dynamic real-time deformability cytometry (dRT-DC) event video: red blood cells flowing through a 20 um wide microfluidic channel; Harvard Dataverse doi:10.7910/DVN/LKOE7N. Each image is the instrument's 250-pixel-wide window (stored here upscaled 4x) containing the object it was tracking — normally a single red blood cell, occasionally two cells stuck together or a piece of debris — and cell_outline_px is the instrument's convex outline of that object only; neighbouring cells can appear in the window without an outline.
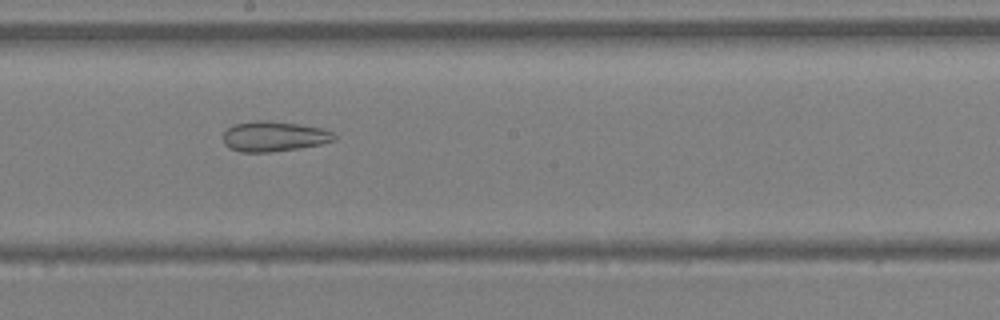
{"species": "Egyptian fruit bat (a non-hibernating species)", "species_latin": "Rousettus aegyptiacus", "temperature_condition": "warm", "stored_images_in_passage": 41, "camera_frame_rate_fps": 3000, "um_per_image_px": 0.085, "animal": {"sex": "female"}, "frame": {"image": 1, "passage_image": 20, "time_ms": 6.333, "image_size_px": [1000, 320], "cell_outline_px": [[336, 140], [320, 144], [300, 148], [272, 152], [240, 152], [228, 148], [224, 144], [224, 132], [228, 128], [236, 124], [256, 120], [268, 120], [300, 124], [324, 128], [332, 132], [336, 136]], "centroid_in_image_um": [23.3, 11.59], "position_along_channel_um": 224.9, "area_um2": 19.71}}
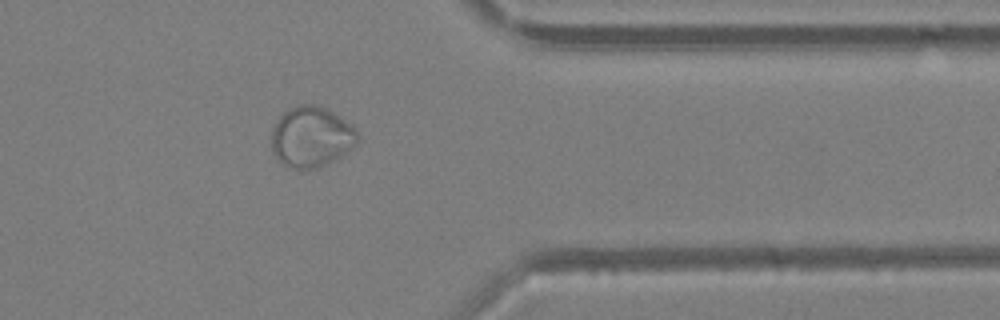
{"frame": {"image": 2, "passage_image": 32, "time_ms": 10.333, "image_size_px": [1000, 320], "cell_outline_px": [[360, 140], [356, 144], [340, 156], [328, 164], [316, 168], [292, 168], [280, 164], [276, 160], [272, 152], [272, 128], [276, 120], [288, 108], [300, 104], [316, 104], [332, 112], [352, 124], [360, 136]], "centroid_in_image_um": [26.45, 11.64], "position_along_channel_um": 385.0, "area_um2": 30.69}}
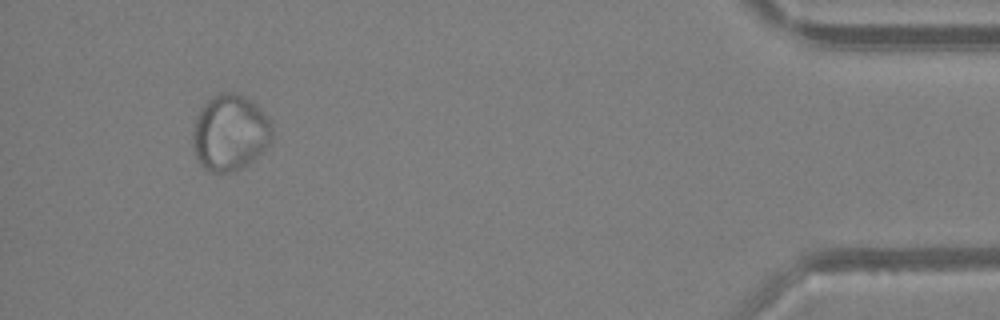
{"frame": {"image": 3, "passage_image": 38, "time_ms": 12.333, "image_size_px": [1000, 320], "cell_outline_px": [[272, 136], [268, 144], [260, 156], [236, 172], [212, 172], [204, 168], [200, 164], [192, 148], [192, 132], [196, 116], [200, 108], [208, 100], [220, 92], [236, 92], [252, 100], [272, 120]], "centroid_in_image_um": [19.55, 11.28], "position_along_channel_um": 415.6, "area_um2": 35.84}, "authors_computed_cell_mechanics": {"area_um2": 26.877, "velocity_mm_per_s": 4.2714, "shape_relaxation_time_tau1_ms": null, "shape_relaxation_time_tau2_ms": 1.2356, "deformation_change_tau1": null, "deformation_change_tau2": 0.0493}}